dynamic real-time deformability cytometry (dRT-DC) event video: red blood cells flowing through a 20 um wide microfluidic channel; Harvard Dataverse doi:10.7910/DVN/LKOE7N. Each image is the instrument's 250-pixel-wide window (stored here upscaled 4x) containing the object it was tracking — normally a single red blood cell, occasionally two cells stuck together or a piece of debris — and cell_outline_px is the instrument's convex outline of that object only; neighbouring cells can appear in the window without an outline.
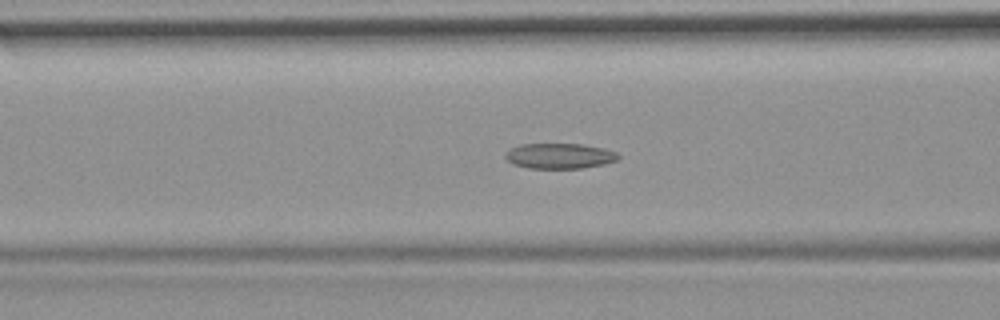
{"species": "common noctule bat (a hibernating species)", "species_latin": "Nyctalus noctula", "temperature_condition": "room temperature", "stored_images_in_passage": 56, "camera_frame_rate_fps": 3000, "um_per_image_px": 0.085, "animal": {"sex": "female", "body_mass_g": 19.9}, "frame": {"image": 1, "passage_image": 22, "time_ms": 7.0, "image_size_px": [1000, 320], "cell_outline_px": [[620, 156], [616, 160], [604, 164], [580, 168], [528, 168], [512, 164], [504, 156], [504, 152], [520, 144], [580, 144], [604, 148], [616, 152]], "centroid_in_image_um": [47.53, 13.25], "position_along_channel_um": 119.1, "area_um2": 16.65}}
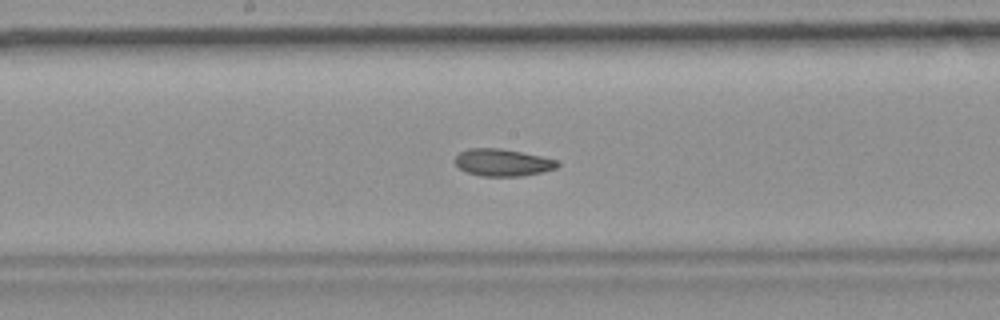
{"frame": {"image": 2, "passage_image": 29, "time_ms": 9.333, "image_size_px": [1000, 320], "cell_outline_px": [[560, 164], [556, 168], [524, 176], [480, 176], [468, 172], [460, 168], [452, 160], [460, 152], [468, 148], [500, 148], [560, 160]], "centroid_in_image_um": [42.72, 13.81], "position_along_channel_um": 205.5, "area_um2": 16.24}}
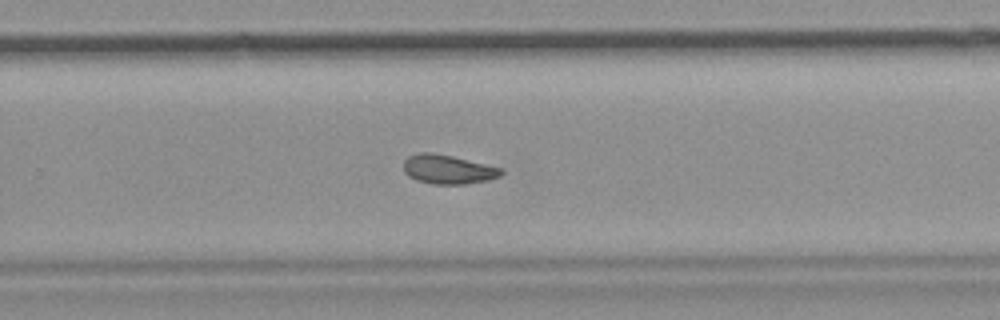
{"frame": {"image": 3, "passage_image": 36, "time_ms": 11.667, "image_size_px": [1000, 320], "cell_outline_px": [[504, 172], [500, 176], [488, 180], [468, 184], [432, 184], [416, 180], [408, 176], [404, 172], [404, 160], [408, 156], [420, 152], [432, 152], [452, 156], [504, 168]], "centroid_in_image_um": [38.09, 14.4], "position_along_channel_um": 291.7, "area_um2": 16.76}, "authors_computed_cell_mechanics": {"area_um2": 17.5712, "velocity_mm_per_s": 3.7058, "shape_relaxation_time_tau1_ms": null, "shape_relaxation_time_tau2_ms": 3.3739, "deformation_change_tau1": null, "deformation_change_tau2": 0.0763}}